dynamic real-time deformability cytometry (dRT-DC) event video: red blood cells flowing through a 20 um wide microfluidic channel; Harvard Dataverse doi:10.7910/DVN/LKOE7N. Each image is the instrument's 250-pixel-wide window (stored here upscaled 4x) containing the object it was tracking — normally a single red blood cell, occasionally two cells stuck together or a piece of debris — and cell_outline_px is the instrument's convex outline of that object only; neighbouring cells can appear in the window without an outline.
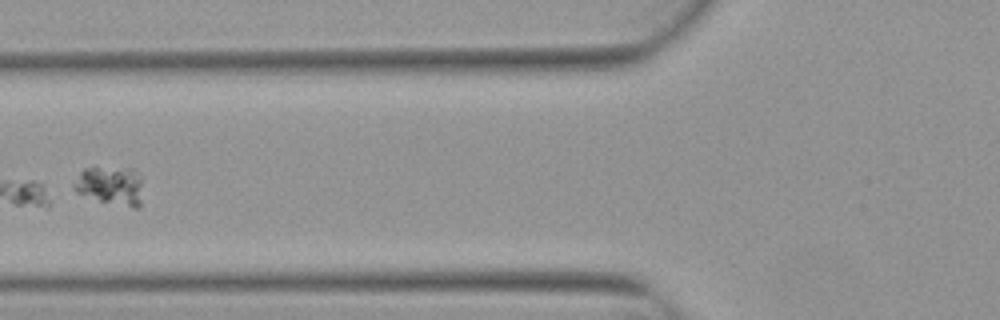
{"species": "Egyptian fruit bat (a non-hibernating species)", "species_latin": "Rousettus aegyptiacus", "temperature_condition": "warm", "stored_images_in_passage": 6, "segment_of_instrument_passage": [2, 2], "camera_frame_rate_fps": 3000, "um_per_image_px": 0.085, "animal": {"sex": "female"}, "frame": {"image": 1, "passage_image": 6, "time_ms": 1.667, "image_size_px": [1000, 320], "cell_outline_px": [[140, 208], [132, 208], [100, 200], [76, 192], [72, 188], [72, 184], [80, 172], [84, 168], [92, 164], [96, 164], [136, 168], [140, 180]], "centroid_in_image_um": [9.35, 15.69], "position_along_channel_um": 116.4, "area_um2": 16.13}}